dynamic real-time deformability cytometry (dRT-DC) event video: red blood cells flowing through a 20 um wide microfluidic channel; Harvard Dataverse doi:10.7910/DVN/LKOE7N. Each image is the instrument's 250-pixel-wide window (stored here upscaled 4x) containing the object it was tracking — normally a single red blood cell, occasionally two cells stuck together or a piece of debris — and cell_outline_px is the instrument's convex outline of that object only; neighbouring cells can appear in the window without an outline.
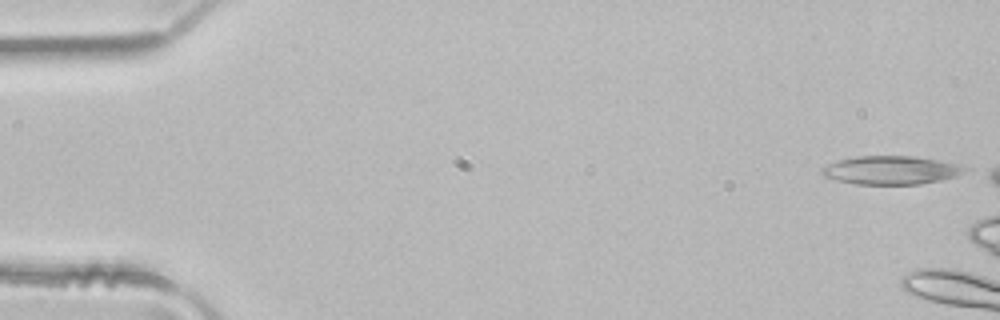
{"species": "common noctule bat (a hibernating species)", "species_latin": "Nyctalus noctula", "temperature_condition": "room temperature", "stored_images_in_passage": 4, "camera_frame_rate_fps": 3000, "um_per_image_px": 0.085, "animal": {"sex": "male", "body_mass_g": 21.5, "forearm_length_mm": 52.0}, "frame": {"image": 1, "passage_image": 1, "time_ms": 0.0, "image_size_px": [1000, 320], "cell_outline_px": [[972, 168], [956, 176], [940, 180], [920, 184], [856, 184], [836, 180], [824, 176], [820, 172], [820, 168], [840, 160], [856, 156], [916, 156], [964, 164]], "centroid_in_image_um": [75.82, 14.45], "position_along_channel_um": 9.2, "area_um2": 23.93}}